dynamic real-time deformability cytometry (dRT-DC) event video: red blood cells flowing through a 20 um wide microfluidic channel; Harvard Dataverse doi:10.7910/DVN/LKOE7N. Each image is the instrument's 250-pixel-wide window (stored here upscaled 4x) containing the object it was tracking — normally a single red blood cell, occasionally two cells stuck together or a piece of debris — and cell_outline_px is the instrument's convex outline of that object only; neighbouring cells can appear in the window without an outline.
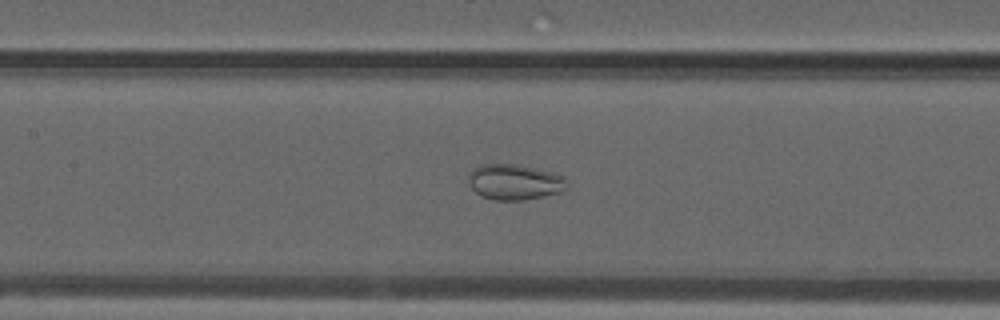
{"species": "common noctule bat (a hibernating species)", "species_latin": "Nyctalus noctula", "temperature_condition": "warm", "stored_images_in_passage": 45, "camera_frame_rate_fps": 3000, "um_per_image_px": 0.085, "animal": {"sex": "male", "forearm_length_mm": 52.5}, "frame": {"image": 1, "passage_image": 16, "time_ms": 5.0, "image_size_px": [1000, 320], "cell_outline_px": [[568, 188], [560, 192], [544, 196], [524, 200], [496, 200], [480, 196], [472, 188], [468, 180], [468, 176], [472, 168], [480, 164], [516, 164], [536, 168], [552, 172], [564, 176]], "centroid_in_image_um": [43.73, 15.46], "position_along_channel_um": 163.7, "area_um2": 20.58}}
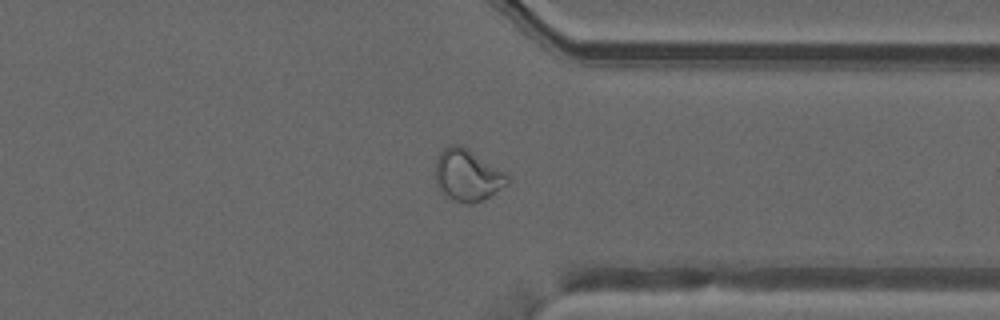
{"frame": {"image": 2, "passage_image": 33, "time_ms": 10.667, "image_size_px": [1000, 320], "cell_outline_px": [[512, 176], [508, 184], [488, 196], [472, 204], [468, 204], [444, 196], [436, 184], [436, 160], [440, 152], [448, 144], [460, 144], [468, 148], [508, 172]], "centroid_in_image_um": [39.77, 14.86], "position_along_channel_um": 371.6, "area_um2": 22.08}}
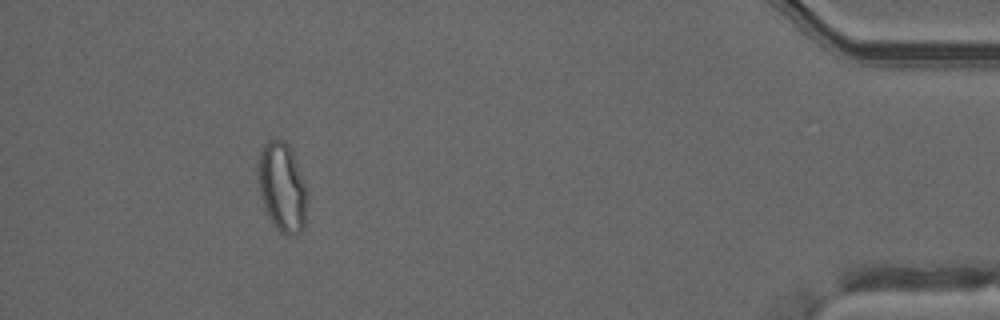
{"frame": {"image": 3, "passage_image": 41, "time_ms": 13.333, "image_size_px": [1000, 320], "cell_outline_px": [[308, 196], [304, 228], [300, 232], [292, 236], [284, 236], [276, 228], [264, 212], [256, 172], [260, 152], [264, 144], [268, 140], [284, 140], [292, 148], [308, 192]], "centroid_in_image_um": [23.98, 15.94], "position_along_channel_um": 411.2, "area_um2": 26.3}}